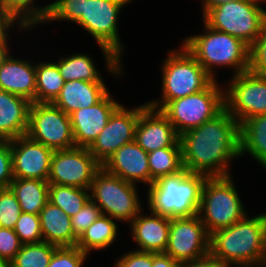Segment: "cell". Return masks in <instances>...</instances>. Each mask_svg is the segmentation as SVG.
<instances>
[{
    "label": "cell",
    "instance_id": "obj_1",
    "mask_svg": "<svg viewBox=\"0 0 266 267\" xmlns=\"http://www.w3.org/2000/svg\"><path fill=\"white\" fill-rule=\"evenodd\" d=\"M183 168L207 178L231 176L240 159V124L224 108L213 119L180 135Z\"/></svg>",
    "mask_w": 266,
    "mask_h": 267
},
{
    "label": "cell",
    "instance_id": "obj_2",
    "mask_svg": "<svg viewBox=\"0 0 266 267\" xmlns=\"http://www.w3.org/2000/svg\"><path fill=\"white\" fill-rule=\"evenodd\" d=\"M134 0H84V12L75 23L85 29L102 50L108 73L119 78L125 46L119 36L118 19L124 6Z\"/></svg>",
    "mask_w": 266,
    "mask_h": 267
},
{
    "label": "cell",
    "instance_id": "obj_3",
    "mask_svg": "<svg viewBox=\"0 0 266 267\" xmlns=\"http://www.w3.org/2000/svg\"><path fill=\"white\" fill-rule=\"evenodd\" d=\"M264 231L263 213L246 214L230 227L210 235L209 254L230 267H260Z\"/></svg>",
    "mask_w": 266,
    "mask_h": 267
},
{
    "label": "cell",
    "instance_id": "obj_4",
    "mask_svg": "<svg viewBox=\"0 0 266 267\" xmlns=\"http://www.w3.org/2000/svg\"><path fill=\"white\" fill-rule=\"evenodd\" d=\"M203 23L204 33L192 34V36L186 37L182 44L205 71L216 80L217 74L214 69L218 67L225 66V68L233 69V76L249 70L250 47L240 39L214 30L204 21Z\"/></svg>",
    "mask_w": 266,
    "mask_h": 267
},
{
    "label": "cell",
    "instance_id": "obj_5",
    "mask_svg": "<svg viewBox=\"0 0 266 267\" xmlns=\"http://www.w3.org/2000/svg\"><path fill=\"white\" fill-rule=\"evenodd\" d=\"M206 178L186 169L159 178L147 189L148 211L169 218L197 215Z\"/></svg>",
    "mask_w": 266,
    "mask_h": 267
},
{
    "label": "cell",
    "instance_id": "obj_6",
    "mask_svg": "<svg viewBox=\"0 0 266 267\" xmlns=\"http://www.w3.org/2000/svg\"><path fill=\"white\" fill-rule=\"evenodd\" d=\"M180 46L178 51L168 49V56L162 62L161 98L147 102L154 109L160 110L169 101L198 93L215 80L183 44Z\"/></svg>",
    "mask_w": 266,
    "mask_h": 267
},
{
    "label": "cell",
    "instance_id": "obj_7",
    "mask_svg": "<svg viewBox=\"0 0 266 267\" xmlns=\"http://www.w3.org/2000/svg\"><path fill=\"white\" fill-rule=\"evenodd\" d=\"M234 183L232 175L204 181L197 215L210 235L232 226L247 214Z\"/></svg>",
    "mask_w": 266,
    "mask_h": 267
},
{
    "label": "cell",
    "instance_id": "obj_8",
    "mask_svg": "<svg viewBox=\"0 0 266 267\" xmlns=\"http://www.w3.org/2000/svg\"><path fill=\"white\" fill-rule=\"evenodd\" d=\"M264 3L265 0L226 2L210 8L202 18L212 29L234 36L251 47L266 23V10L261 6Z\"/></svg>",
    "mask_w": 266,
    "mask_h": 267
},
{
    "label": "cell",
    "instance_id": "obj_9",
    "mask_svg": "<svg viewBox=\"0 0 266 267\" xmlns=\"http://www.w3.org/2000/svg\"><path fill=\"white\" fill-rule=\"evenodd\" d=\"M137 190V184L124 181L101 167L94 175L90 198L102 214L128 224L143 208Z\"/></svg>",
    "mask_w": 266,
    "mask_h": 267
},
{
    "label": "cell",
    "instance_id": "obj_10",
    "mask_svg": "<svg viewBox=\"0 0 266 267\" xmlns=\"http://www.w3.org/2000/svg\"><path fill=\"white\" fill-rule=\"evenodd\" d=\"M218 82L214 80L206 89L169 101L160 109L179 136L213 119L225 108L224 89Z\"/></svg>",
    "mask_w": 266,
    "mask_h": 267
},
{
    "label": "cell",
    "instance_id": "obj_11",
    "mask_svg": "<svg viewBox=\"0 0 266 267\" xmlns=\"http://www.w3.org/2000/svg\"><path fill=\"white\" fill-rule=\"evenodd\" d=\"M26 135L54 151L75 147L71 118L53 103H31Z\"/></svg>",
    "mask_w": 266,
    "mask_h": 267
},
{
    "label": "cell",
    "instance_id": "obj_12",
    "mask_svg": "<svg viewBox=\"0 0 266 267\" xmlns=\"http://www.w3.org/2000/svg\"><path fill=\"white\" fill-rule=\"evenodd\" d=\"M224 103L225 109L239 124L266 114V76L250 70L232 76L228 88L224 89Z\"/></svg>",
    "mask_w": 266,
    "mask_h": 267
},
{
    "label": "cell",
    "instance_id": "obj_13",
    "mask_svg": "<svg viewBox=\"0 0 266 267\" xmlns=\"http://www.w3.org/2000/svg\"><path fill=\"white\" fill-rule=\"evenodd\" d=\"M210 234L198 215L170 218V231L164 253L181 265L209 255Z\"/></svg>",
    "mask_w": 266,
    "mask_h": 267
},
{
    "label": "cell",
    "instance_id": "obj_14",
    "mask_svg": "<svg viewBox=\"0 0 266 267\" xmlns=\"http://www.w3.org/2000/svg\"><path fill=\"white\" fill-rule=\"evenodd\" d=\"M101 167L88 147L57 150L52 156L48 183L90 189L94 175Z\"/></svg>",
    "mask_w": 266,
    "mask_h": 267
},
{
    "label": "cell",
    "instance_id": "obj_15",
    "mask_svg": "<svg viewBox=\"0 0 266 267\" xmlns=\"http://www.w3.org/2000/svg\"><path fill=\"white\" fill-rule=\"evenodd\" d=\"M140 106L128 109L121 104L110 116L106 126L88 147L102 165L121 146L134 141Z\"/></svg>",
    "mask_w": 266,
    "mask_h": 267
},
{
    "label": "cell",
    "instance_id": "obj_16",
    "mask_svg": "<svg viewBox=\"0 0 266 267\" xmlns=\"http://www.w3.org/2000/svg\"><path fill=\"white\" fill-rule=\"evenodd\" d=\"M53 153L27 135L11 140L13 178L48 181Z\"/></svg>",
    "mask_w": 266,
    "mask_h": 267
},
{
    "label": "cell",
    "instance_id": "obj_17",
    "mask_svg": "<svg viewBox=\"0 0 266 267\" xmlns=\"http://www.w3.org/2000/svg\"><path fill=\"white\" fill-rule=\"evenodd\" d=\"M180 140L168 118L147 102L140 105V116L134 141L150 153L157 149L172 147Z\"/></svg>",
    "mask_w": 266,
    "mask_h": 267
},
{
    "label": "cell",
    "instance_id": "obj_18",
    "mask_svg": "<svg viewBox=\"0 0 266 267\" xmlns=\"http://www.w3.org/2000/svg\"><path fill=\"white\" fill-rule=\"evenodd\" d=\"M120 105L109 91L95 105L73 112L70 118L75 146L89 147Z\"/></svg>",
    "mask_w": 266,
    "mask_h": 267
},
{
    "label": "cell",
    "instance_id": "obj_19",
    "mask_svg": "<svg viewBox=\"0 0 266 267\" xmlns=\"http://www.w3.org/2000/svg\"><path fill=\"white\" fill-rule=\"evenodd\" d=\"M102 167L124 181L134 184L141 182L148 187L151 185L148 152L135 141L121 146L102 164Z\"/></svg>",
    "mask_w": 266,
    "mask_h": 267
},
{
    "label": "cell",
    "instance_id": "obj_20",
    "mask_svg": "<svg viewBox=\"0 0 266 267\" xmlns=\"http://www.w3.org/2000/svg\"><path fill=\"white\" fill-rule=\"evenodd\" d=\"M142 211L129 223L137 250L164 253L168 244L170 218L151 211L149 215H144Z\"/></svg>",
    "mask_w": 266,
    "mask_h": 267
},
{
    "label": "cell",
    "instance_id": "obj_21",
    "mask_svg": "<svg viewBox=\"0 0 266 267\" xmlns=\"http://www.w3.org/2000/svg\"><path fill=\"white\" fill-rule=\"evenodd\" d=\"M0 90L7 91L35 102V63L9 56L0 67Z\"/></svg>",
    "mask_w": 266,
    "mask_h": 267
},
{
    "label": "cell",
    "instance_id": "obj_22",
    "mask_svg": "<svg viewBox=\"0 0 266 267\" xmlns=\"http://www.w3.org/2000/svg\"><path fill=\"white\" fill-rule=\"evenodd\" d=\"M31 103L22 96L0 90V140L26 135Z\"/></svg>",
    "mask_w": 266,
    "mask_h": 267
},
{
    "label": "cell",
    "instance_id": "obj_23",
    "mask_svg": "<svg viewBox=\"0 0 266 267\" xmlns=\"http://www.w3.org/2000/svg\"><path fill=\"white\" fill-rule=\"evenodd\" d=\"M109 91L105 82L65 81L53 104L70 116L78 109L95 105Z\"/></svg>",
    "mask_w": 266,
    "mask_h": 267
},
{
    "label": "cell",
    "instance_id": "obj_24",
    "mask_svg": "<svg viewBox=\"0 0 266 267\" xmlns=\"http://www.w3.org/2000/svg\"><path fill=\"white\" fill-rule=\"evenodd\" d=\"M39 216L43 241L57 247L76 246L78 239L73 234L71 218L61 208L48 201Z\"/></svg>",
    "mask_w": 266,
    "mask_h": 267
},
{
    "label": "cell",
    "instance_id": "obj_25",
    "mask_svg": "<svg viewBox=\"0 0 266 267\" xmlns=\"http://www.w3.org/2000/svg\"><path fill=\"white\" fill-rule=\"evenodd\" d=\"M245 153L266 169V114L248 118L240 124V158Z\"/></svg>",
    "mask_w": 266,
    "mask_h": 267
},
{
    "label": "cell",
    "instance_id": "obj_26",
    "mask_svg": "<svg viewBox=\"0 0 266 267\" xmlns=\"http://www.w3.org/2000/svg\"><path fill=\"white\" fill-rule=\"evenodd\" d=\"M49 183L39 179L14 178L10 188L14 192L22 212L39 215L48 202Z\"/></svg>",
    "mask_w": 266,
    "mask_h": 267
},
{
    "label": "cell",
    "instance_id": "obj_27",
    "mask_svg": "<svg viewBox=\"0 0 266 267\" xmlns=\"http://www.w3.org/2000/svg\"><path fill=\"white\" fill-rule=\"evenodd\" d=\"M118 225L115 219L101 214L80 236L76 246L83 252L107 249L114 244L118 236Z\"/></svg>",
    "mask_w": 266,
    "mask_h": 267
},
{
    "label": "cell",
    "instance_id": "obj_28",
    "mask_svg": "<svg viewBox=\"0 0 266 267\" xmlns=\"http://www.w3.org/2000/svg\"><path fill=\"white\" fill-rule=\"evenodd\" d=\"M61 57L54 63L58 66L64 81L105 82L90 55L79 52Z\"/></svg>",
    "mask_w": 266,
    "mask_h": 267
},
{
    "label": "cell",
    "instance_id": "obj_29",
    "mask_svg": "<svg viewBox=\"0 0 266 267\" xmlns=\"http://www.w3.org/2000/svg\"><path fill=\"white\" fill-rule=\"evenodd\" d=\"M40 61L35 64V102L53 103L59 96L65 81L53 61Z\"/></svg>",
    "mask_w": 266,
    "mask_h": 267
},
{
    "label": "cell",
    "instance_id": "obj_30",
    "mask_svg": "<svg viewBox=\"0 0 266 267\" xmlns=\"http://www.w3.org/2000/svg\"><path fill=\"white\" fill-rule=\"evenodd\" d=\"M151 185L159 178L182 171V146L180 140L172 147L157 149L148 153Z\"/></svg>",
    "mask_w": 266,
    "mask_h": 267
},
{
    "label": "cell",
    "instance_id": "obj_31",
    "mask_svg": "<svg viewBox=\"0 0 266 267\" xmlns=\"http://www.w3.org/2000/svg\"><path fill=\"white\" fill-rule=\"evenodd\" d=\"M0 3L19 25L28 30L45 22L52 4L37 6L34 0H0Z\"/></svg>",
    "mask_w": 266,
    "mask_h": 267
},
{
    "label": "cell",
    "instance_id": "obj_32",
    "mask_svg": "<svg viewBox=\"0 0 266 267\" xmlns=\"http://www.w3.org/2000/svg\"><path fill=\"white\" fill-rule=\"evenodd\" d=\"M90 199V189L50 184L48 201L61 208L70 218Z\"/></svg>",
    "mask_w": 266,
    "mask_h": 267
},
{
    "label": "cell",
    "instance_id": "obj_33",
    "mask_svg": "<svg viewBox=\"0 0 266 267\" xmlns=\"http://www.w3.org/2000/svg\"><path fill=\"white\" fill-rule=\"evenodd\" d=\"M56 248L45 241L24 244L10 262L11 267H48Z\"/></svg>",
    "mask_w": 266,
    "mask_h": 267
},
{
    "label": "cell",
    "instance_id": "obj_34",
    "mask_svg": "<svg viewBox=\"0 0 266 267\" xmlns=\"http://www.w3.org/2000/svg\"><path fill=\"white\" fill-rule=\"evenodd\" d=\"M84 12V0H56L51 4L50 12L44 22L69 21L76 23Z\"/></svg>",
    "mask_w": 266,
    "mask_h": 267
},
{
    "label": "cell",
    "instance_id": "obj_35",
    "mask_svg": "<svg viewBox=\"0 0 266 267\" xmlns=\"http://www.w3.org/2000/svg\"><path fill=\"white\" fill-rule=\"evenodd\" d=\"M14 231L23 245L43 241L39 215L22 212Z\"/></svg>",
    "mask_w": 266,
    "mask_h": 267
},
{
    "label": "cell",
    "instance_id": "obj_36",
    "mask_svg": "<svg viewBox=\"0 0 266 267\" xmlns=\"http://www.w3.org/2000/svg\"><path fill=\"white\" fill-rule=\"evenodd\" d=\"M21 213V207L11 188H0V227L14 229Z\"/></svg>",
    "mask_w": 266,
    "mask_h": 267
},
{
    "label": "cell",
    "instance_id": "obj_37",
    "mask_svg": "<svg viewBox=\"0 0 266 267\" xmlns=\"http://www.w3.org/2000/svg\"><path fill=\"white\" fill-rule=\"evenodd\" d=\"M89 254L77 246L57 247L48 267H82Z\"/></svg>",
    "mask_w": 266,
    "mask_h": 267
},
{
    "label": "cell",
    "instance_id": "obj_38",
    "mask_svg": "<svg viewBox=\"0 0 266 267\" xmlns=\"http://www.w3.org/2000/svg\"><path fill=\"white\" fill-rule=\"evenodd\" d=\"M100 208L90 198L86 204L71 217L74 236L79 239L83 232L101 215Z\"/></svg>",
    "mask_w": 266,
    "mask_h": 267
},
{
    "label": "cell",
    "instance_id": "obj_39",
    "mask_svg": "<svg viewBox=\"0 0 266 267\" xmlns=\"http://www.w3.org/2000/svg\"><path fill=\"white\" fill-rule=\"evenodd\" d=\"M249 70L266 76V23L257 40L250 47Z\"/></svg>",
    "mask_w": 266,
    "mask_h": 267
},
{
    "label": "cell",
    "instance_id": "obj_40",
    "mask_svg": "<svg viewBox=\"0 0 266 267\" xmlns=\"http://www.w3.org/2000/svg\"><path fill=\"white\" fill-rule=\"evenodd\" d=\"M22 245L14 229L0 227V260L11 262Z\"/></svg>",
    "mask_w": 266,
    "mask_h": 267
},
{
    "label": "cell",
    "instance_id": "obj_41",
    "mask_svg": "<svg viewBox=\"0 0 266 267\" xmlns=\"http://www.w3.org/2000/svg\"><path fill=\"white\" fill-rule=\"evenodd\" d=\"M11 140H0V188H7L13 180Z\"/></svg>",
    "mask_w": 266,
    "mask_h": 267
},
{
    "label": "cell",
    "instance_id": "obj_42",
    "mask_svg": "<svg viewBox=\"0 0 266 267\" xmlns=\"http://www.w3.org/2000/svg\"><path fill=\"white\" fill-rule=\"evenodd\" d=\"M113 267H152V252L130 250L120 256Z\"/></svg>",
    "mask_w": 266,
    "mask_h": 267
},
{
    "label": "cell",
    "instance_id": "obj_43",
    "mask_svg": "<svg viewBox=\"0 0 266 267\" xmlns=\"http://www.w3.org/2000/svg\"><path fill=\"white\" fill-rule=\"evenodd\" d=\"M16 24L19 32L23 30L29 31L26 27L19 25L0 3V39L7 38L10 35L11 28H14Z\"/></svg>",
    "mask_w": 266,
    "mask_h": 267
},
{
    "label": "cell",
    "instance_id": "obj_44",
    "mask_svg": "<svg viewBox=\"0 0 266 267\" xmlns=\"http://www.w3.org/2000/svg\"><path fill=\"white\" fill-rule=\"evenodd\" d=\"M181 267H230L226 262L212 257L210 254L202 259L182 264Z\"/></svg>",
    "mask_w": 266,
    "mask_h": 267
},
{
    "label": "cell",
    "instance_id": "obj_45",
    "mask_svg": "<svg viewBox=\"0 0 266 267\" xmlns=\"http://www.w3.org/2000/svg\"><path fill=\"white\" fill-rule=\"evenodd\" d=\"M152 267H181V264L166 253H152Z\"/></svg>",
    "mask_w": 266,
    "mask_h": 267
},
{
    "label": "cell",
    "instance_id": "obj_46",
    "mask_svg": "<svg viewBox=\"0 0 266 267\" xmlns=\"http://www.w3.org/2000/svg\"><path fill=\"white\" fill-rule=\"evenodd\" d=\"M9 40H10V36H8L7 38H4V39H0V67H1L2 63L4 62V60L11 53L10 52L11 46H9L10 43H8Z\"/></svg>",
    "mask_w": 266,
    "mask_h": 267
},
{
    "label": "cell",
    "instance_id": "obj_47",
    "mask_svg": "<svg viewBox=\"0 0 266 267\" xmlns=\"http://www.w3.org/2000/svg\"><path fill=\"white\" fill-rule=\"evenodd\" d=\"M234 1H241V0H201L202 2V16L210 9L213 7H216L222 3L226 2H234Z\"/></svg>",
    "mask_w": 266,
    "mask_h": 267
},
{
    "label": "cell",
    "instance_id": "obj_48",
    "mask_svg": "<svg viewBox=\"0 0 266 267\" xmlns=\"http://www.w3.org/2000/svg\"><path fill=\"white\" fill-rule=\"evenodd\" d=\"M263 215H264V231H263L260 267H266V213H264Z\"/></svg>",
    "mask_w": 266,
    "mask_h": 267
},
{
    "label": "cell",
    "instance_id": "obj_49",
    "mask_svg": "<svg viewBox=\"0 0 266 267\" xmlns=\"http://www.w3.org/2000/svg\"><path fill=\"white\" fill-rule=\"evenodd\" d=\"M0 267H11V263L4 260H0Z\"/></svg>",
    "mask_w": 266,
    "mask_h": 267
}]
</instances>
